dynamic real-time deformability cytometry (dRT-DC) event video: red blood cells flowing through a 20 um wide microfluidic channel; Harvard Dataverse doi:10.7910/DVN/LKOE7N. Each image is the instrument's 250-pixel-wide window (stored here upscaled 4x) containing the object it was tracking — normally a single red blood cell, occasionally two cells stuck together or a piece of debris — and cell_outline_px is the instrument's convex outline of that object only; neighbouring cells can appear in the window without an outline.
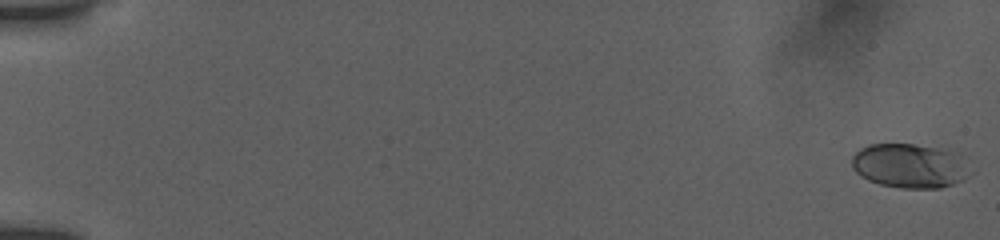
{"species": "human", "species_latin": "Homo sapiens", "temperature_condition": "room temperature", "stored_images_in_passage": 24, "camera_frame_rate_fps": 3000, "um_per_image_px": 0.085, "donor": {"sex": "female"}, "frame": {"image": 1, "passage_image": 1, "time_ms": 0.0, "image_size_px": [1000, 240], "cell_outline_px": [[968, 176], [964, 180], [940, 188], [900, 188], [880, 184], [868, 180], [860, 176], [852, 168], [852, 156], [860, 148], [868, 144], [912, 144], [936, 148], [952, 152], [960, 156]], "centroid_in_image_um": [77.23, 14.1], "position_along_channel_um": 7.8, "area_um2": 30.11}}
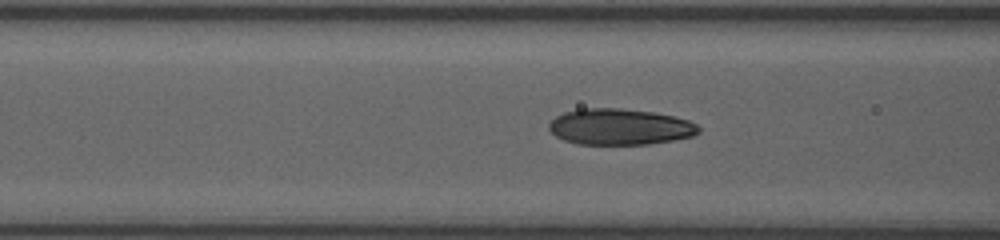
{"frame": {"image": 2, "passage_image": 21, "time_ms": 7.667, "image_size_px": [1000, 240], "cell_outline_px": [[700, 132], [692, 136], [672, 140], [648, 144], [576, 144], [564, 140], [556, 136], [548, 128], [548, 124], [556, 116], [564, 112], [580, 108], [620, 108], [652, 112], [672, 116], [688, 120], [696, 124], [700, 128]], "centroid_in_image_um": [52.66, 10.77], "position_along_channel_um": 113.9, "area_um2": 31.44}}
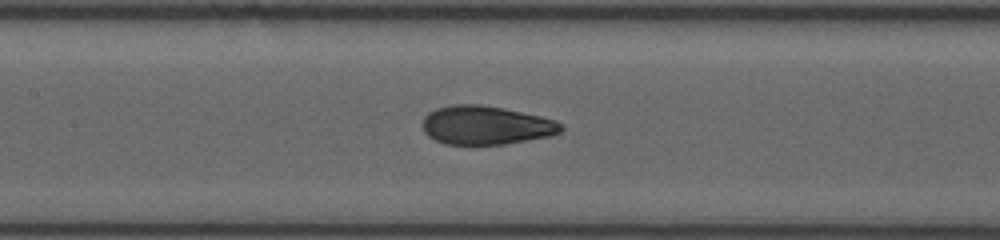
{"frame": {"image": 3, "passage_image": 24, "time_ms": 9.0, "image_size_px": [1000, 240], "cell_outline_px": [[564, 128], [560, 132], [552, 136], [504, 144], [444, 144], [428, 136], [424, 132], [424, 116], [428, 112], [436, 108], [452, 104], [480, 104], [504, 108], [540, 116], [556, 120], [564, 124]], "centroid_in_image_um": [41.33, 10.64], "position_along_channel_um": 166.1, "area_um2": 31.39}}